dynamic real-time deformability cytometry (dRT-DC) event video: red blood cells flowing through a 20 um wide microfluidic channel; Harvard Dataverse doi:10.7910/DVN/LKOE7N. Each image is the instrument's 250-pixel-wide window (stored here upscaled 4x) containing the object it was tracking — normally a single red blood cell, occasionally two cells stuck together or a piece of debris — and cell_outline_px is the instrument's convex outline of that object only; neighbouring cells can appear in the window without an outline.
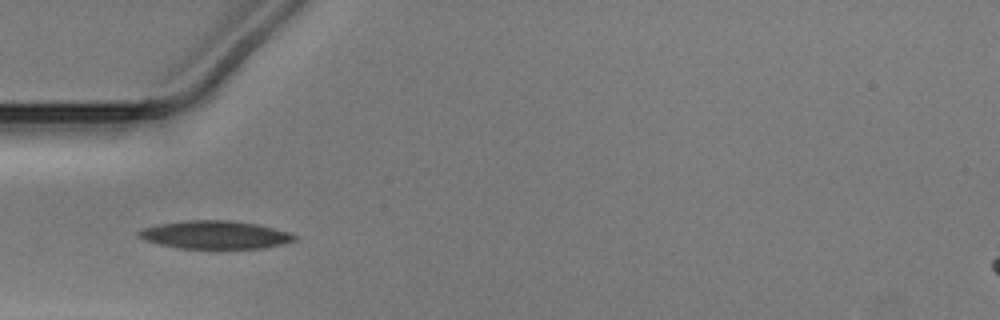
{"species": "Egyptian fruit bat (a non-hibernating species)", "species_latin": "Rousettus aegyptiacus", "temperature_condition": "warm", "stored_images_in_passage": 10, "camera_frame_rate_fps": 3000, "um_per_image_px": 0.085, "animal": {"sex": "male"}, "frame": {"image": 1, "passage_image": 4, "time_ms": 1.0, "image_size_px": [1000, 320], "cell_outline_px": [[300, 236], [296, 240], [264, 248], [180, 248], [160, 244], [144, 240], [136, 236], [136, 232], [144, 228], [156, 224], [188, 220], [228, 220], [260, 224], [288, 232]], "centroid_in_image_um": [18.28, 19.95], "position_along_channel_um": 66.7, "area_um2": 25.55}}
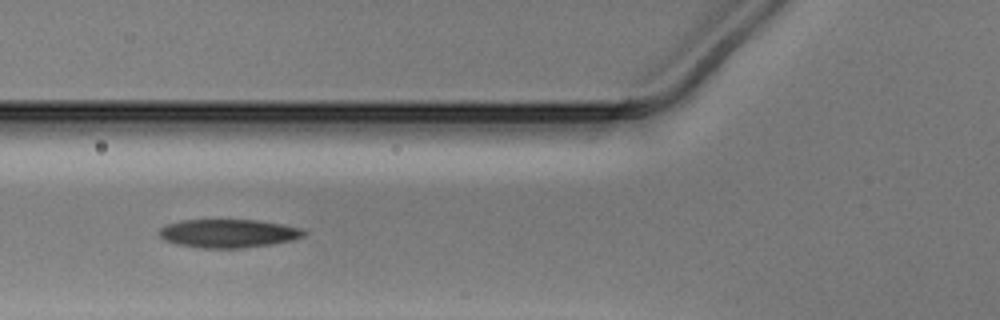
{"frame": {"image": 2, "passage_image": 7, "time_ms": 2.0, "image_size_px": [1000, 320], "cell_outline_px": [[308, 232], [304, 236], [292, 240], [268, 244], [240, 248], [200, 248], [176, 244], [164, 240], [156, 232], [160, 228], [168, 224], [180, 220], [260, 220], [300, 228]], "centroid_in_image_um": [19.37, 19.83], "position_along_channel_um": 106.4, "area_um2": 23.93}}